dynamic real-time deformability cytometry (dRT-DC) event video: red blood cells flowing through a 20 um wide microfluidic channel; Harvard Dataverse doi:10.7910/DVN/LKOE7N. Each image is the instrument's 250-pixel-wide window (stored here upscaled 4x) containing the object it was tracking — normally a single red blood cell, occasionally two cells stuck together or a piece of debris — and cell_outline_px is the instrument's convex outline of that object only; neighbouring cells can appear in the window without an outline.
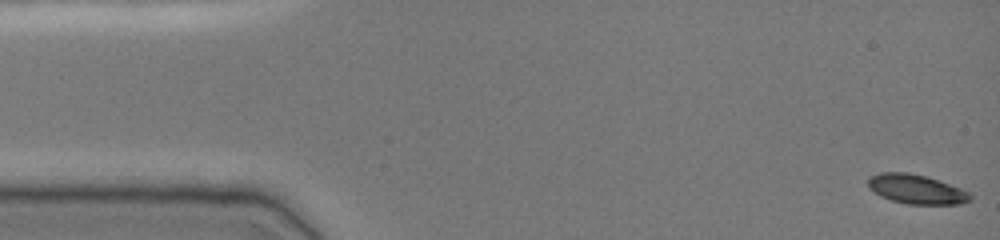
{"species": "common noctule bat (a hibernating species)", "species_latin": "Nyctalus noctula", "temperature_condition": "cold", "stored_images_in_passage": 50, "camera_frame_rate_fps": 3000, "um_per_image_px": 0.085, "animal": {"sex": "female", "body_mass_g": 19.0, "forearm_length_mm": 51.5}, "frame": {"image": 1, "passage_image": 1, "time_ms": 0.0, "image_size_px": [1000, 240], "cell_outline_px": [[972, 200], [960, 204], [908, 204], [892, 200], [880, 196], [868, 188], [868, 176], [880, 172], [908, 172], [924, 176], [960, 188], [968, 192], [972, 196]], "centroid_in_image_um": [77.85, 16.08], "position_along_channel_um": 7.2, "area_um2": 17.4}}
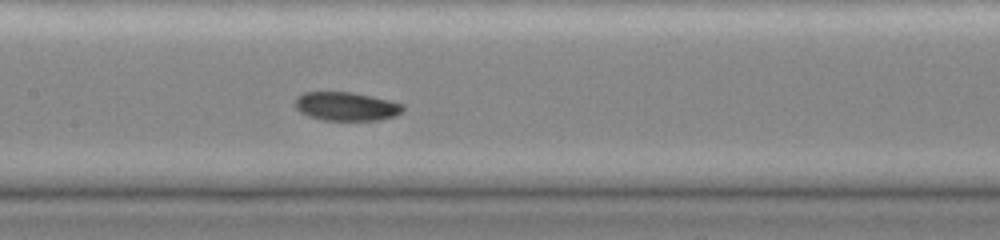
{"frame": {"image": 2, "passage_image": 24, "time_ms": 7.667, "image_size_px": [1000, 240], "cell_outline_px": [[404, 108], [396, 116], [380, 120], [324, 120], [308, 116], [300, 112], [296, 108], [296, 96], [304, 92], [352, 92], [372, 96], [404, 104]], "centroid_in_image_um": [29.43, 9.04], "position_along_channel_um": 178.0, "area_um2": 18.03}}
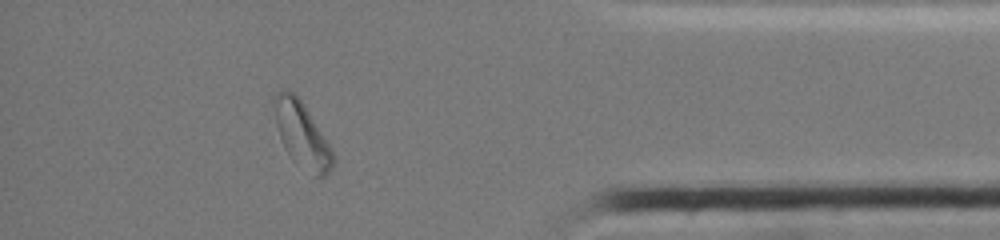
{"frame": {"image": 3, "passage_image": 44, "time_ms": 14.333, "image_size_px": [1000, 240], "cell_outline_px": [[336, 160], [332, 168], [324, 176], [316, 176], [292, 160], [284, 148], [280, 140], [276, 124], [272, 100], [272, 96], [280, 88], [284, 88], [292, 92], [300, 100], [308, 112], [328, 144]], "centroid_in_image_um": [25.6, 11.42], "position_along_channel_um": 409.6, "area_um2": 22.08}, "authors_computed_cell_mechanics": {"area_um2": 18.207, "velocity_mm_per_s": 3.7922, "shape_relaxation_time_tau1_ms": 4.9436, "shape_relaxation_time_tau2_ms": null, "deformation_change_tau1": 0.1339, "deformation_change_tau2": null}}